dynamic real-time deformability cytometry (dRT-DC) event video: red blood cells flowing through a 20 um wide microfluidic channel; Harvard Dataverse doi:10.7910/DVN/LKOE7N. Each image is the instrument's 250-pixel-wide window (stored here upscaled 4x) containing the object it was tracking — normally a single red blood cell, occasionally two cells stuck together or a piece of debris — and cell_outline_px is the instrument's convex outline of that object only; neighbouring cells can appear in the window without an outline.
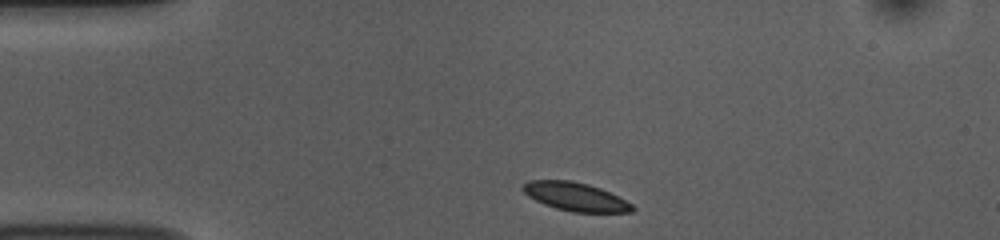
{"species": "common noctule bat (a hibernating species)", "species_latin": "Nyctalus noctula", "temperature_condition": "room temperature", "stored_images_in_passage": 44, "camera_frame_rate_fps": 3000, "um_per_image_px": 0.085, "animal": {"sex": "female", "body_mass_g": 10.0, "forearm_length_mm": 53.1}, "frame": {"image": 1, "passage_image": 1, "time_ms": 0.0, "image_size_px": [1000, 240], "cell_outline_px": [[636, 208], [632, 212], [572, 212], [556, 208], [544, 204], [528, 196], [520, 188], [528, 180], [572, 180], [588, 184], [600, 188], [632, 204]], "centroid_in_image_um": [48.89, 16.71], "position_along_channel_um": 36.1, "area_um2": 18.03}}
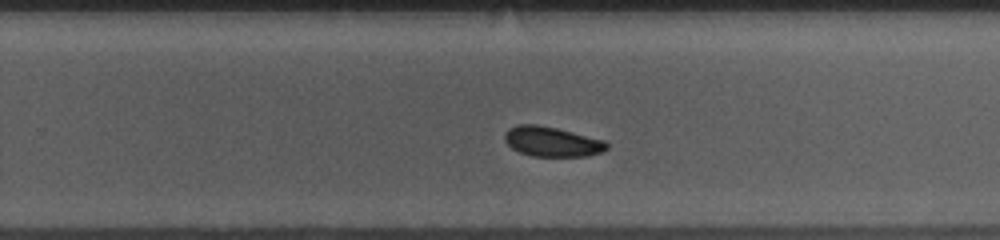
{"frame": {"image": 2, "passage_image": 24, "time_ms": 7.667, "image_size_px": [1000, 240], "cell_outline_px": [[608, 148], [604, 152], [588, 156], [532, 156], [520, 152], [512, 148], [504, 140], [504, 132], [508, 128], [516, 124], [536, 124], [556, 128], [604, 140], [608, 144]], "centroid_in_image_um": [46.9, 12.04], "position_along_channel_um": 282.9, "area_um2": 17.86}}
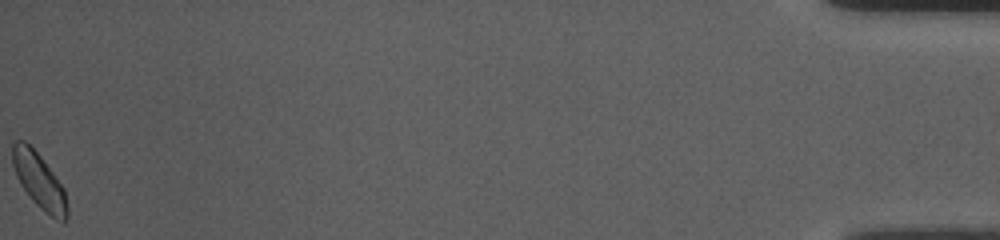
{"frame": {"image": 3, "passage_image": 44, "time_ms": 14.333, "image_size_px": [1000, 240], "cell_outline_px": [[68, 216], [64, 224], [56, 220], [44, 212], [32, 200], [20, 184], [16, 176], [12, 164], [12, 144], [16, 140], [24, 140], [40, 156], [64, 188], [68, 204]], "centroid_in_image_um": [3.34, 15.42], "position_along_channel_um": 431.9, "area_um2": 17.74}, "authors_computed_cell_mechanics": {"area_um2": 17.9758, "velocity_mm_per_s": 3.6895, "shape_relaxation_time_tau1_ms": 2.027, "shape_relaxation_time_tau2_ms": 7.4612, "deformation_change_tau1": 0.0747, "deformation_change_tau2": 0.1105}}